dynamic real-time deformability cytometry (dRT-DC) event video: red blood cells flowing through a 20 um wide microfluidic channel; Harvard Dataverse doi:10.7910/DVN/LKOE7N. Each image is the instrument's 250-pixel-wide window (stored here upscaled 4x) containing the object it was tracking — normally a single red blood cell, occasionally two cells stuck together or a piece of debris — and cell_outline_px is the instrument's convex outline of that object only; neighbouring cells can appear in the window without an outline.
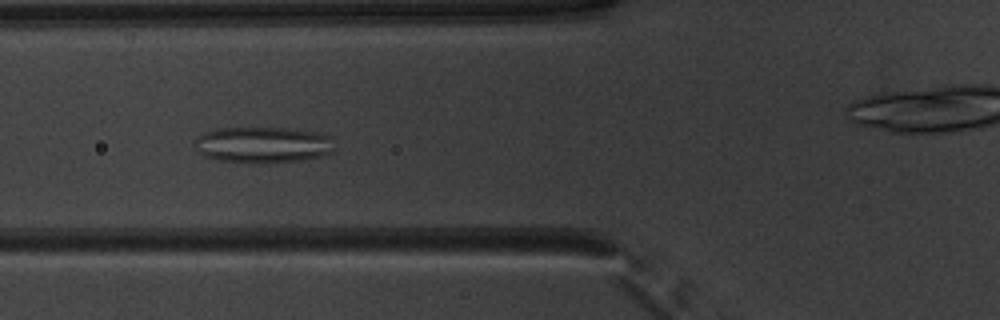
{"species": "common noctule bat (a hibernating species)", "species_latin": "Nyctalus noctula", "temperature_condition": "warm", "stored_images_in_passage": 45, "camera_frame_rate_fps": 3000, "um_per_image_px": 0.085, "animal": {"sex": "male", "body_mass_g": 20.1, "forearm_length_mm": 53.5}, "frame": {"image": 1, "passage_image": 12, "time_ms": 3.667, "image_size_px": [1000, 320], "cell_outline_px": [[336, 148], [332, 152], [320, 156], [300, 160], [268, 164], [252, 164], [220, 160], [204, 156], [192, 144], [192, 140], [196, 136], [204, 132], [220, 128], [292, 128], [316, 132], [332, 136]], "centroid_in_image_um": [22.35, 12.31], "position_along_channel_um": 103.5, "area_um2": 30.17}}
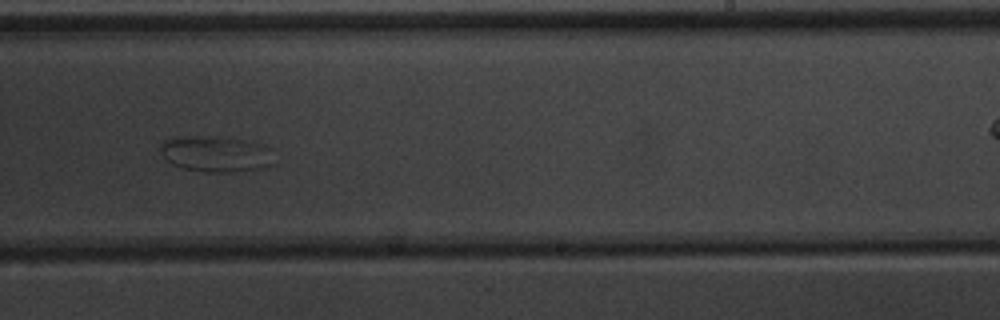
{"frame": {"image": 2, "passage_image": 25, "time_ms": 8.0, "image_size_px": [1000, 320], "cell_outline_px": [[272, 164], [264, 168], [236, 172], [204, 172], [184, 168], [172, 164], [160, 152], [160, 144], [164, 140], [180, 136], [224, 136], [264, 144], [272, 148]], "centroid_in_image_um": [18.38, 13.07], "position_along_channel_um": 270.6, "area_um2": 24.22}}
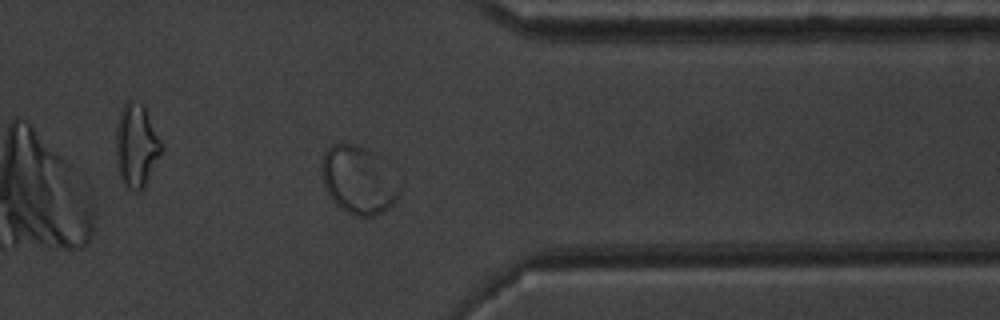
{"frame": {"image": 3, "passage_image": 34, "time_ms": 11.0, "image_size_px": [1000, 320], "cell_outline_px": [[400, 192], [396, 200], [388, 208], [372, 216], [352, 216], [336, 204], [332, 200], [324, 184], [324, 152], [332, 144], [356, 144], [368, 148], [376, 152], [388, 160], [400, 188]], "centroid_in_image_um": [30.55, 15.27], "position_along_channel_um": 380.9, "area_um2": 30.92}}